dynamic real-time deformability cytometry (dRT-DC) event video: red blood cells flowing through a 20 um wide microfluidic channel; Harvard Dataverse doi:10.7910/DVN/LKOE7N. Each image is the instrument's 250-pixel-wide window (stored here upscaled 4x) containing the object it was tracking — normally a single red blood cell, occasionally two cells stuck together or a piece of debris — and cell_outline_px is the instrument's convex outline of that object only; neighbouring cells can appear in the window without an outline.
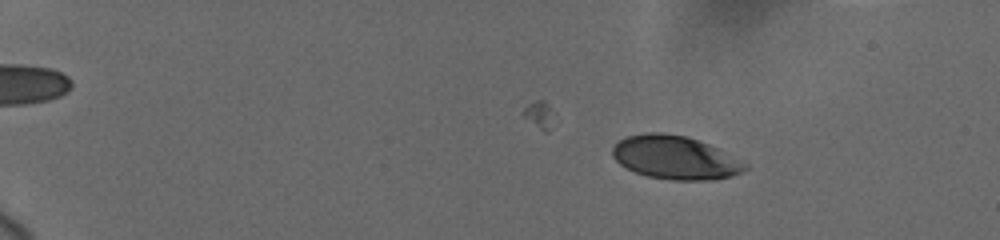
{"species": "human", "species_latin": "Homo sapiens", "temperature_condition": "cold", "stored_images_in_passage": 25, "camera_frame_rate_fps": 3000, "um_per_image_px": 0.085, "donor": {"sex": "female"}, "frame": {"image": 1, "passage_image": 9, "time_ms": 3.333, "image_size_px": [1000, 240], "cell_outline_px": [[748, 168], [732, 176], [712, 180], [672, 180], [648, 176], [636, 172], [620, 164], [612, 156], [612, 148], [620, 140], [628, 136], [648, 132], [660, 132], [688, 136], [708, 144], [748, 164]], "centroid_in_image_um": [57.38, 13.39], "position_along_channel_um": 27.6, "area_um2": 33.29}}
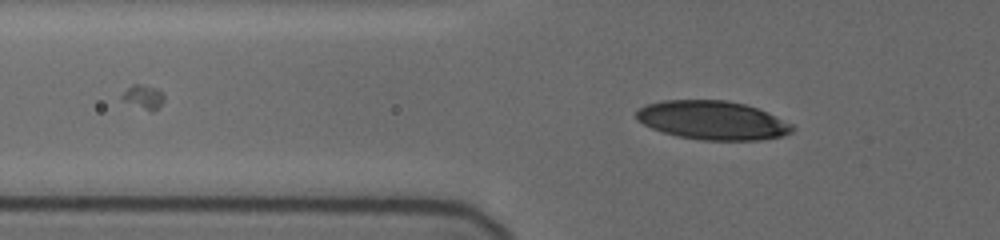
{"frame": {"image": 2, "passage_image": 20, "time_ms": 7.333, "image_size_px": [1000, 240], "cell_outline_px": [[792, 132], [780, 136], [760, 140], [704, 140], [676, 136], [652, 128], [636, 120], [636, 112], [640, 108], [648, 104], [664, 100], [724, 100], [744, 104], [756, 108], [792, 124]], "centroid_in_image_um": [60.52, 10.23], "position_along_channel_um": 65.3, "area_um2": 34.8}}
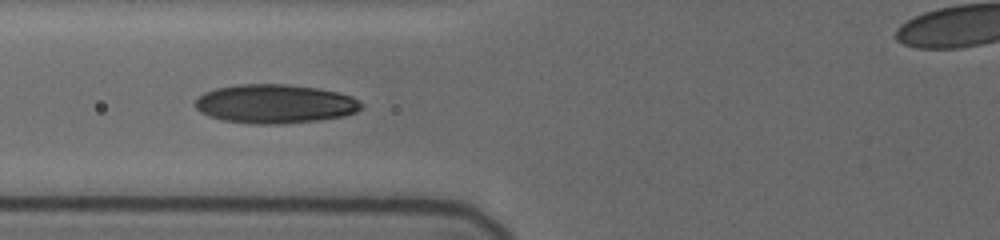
{"frame": {"image": 3, "passage_image": 23, "time_ms": 8.667, "image_size_px": [1000, 240], "cell_outline_px": [[360, 108], [356, 112], [344, 116], [320, 120], [280, 124], [252, 124], [224, 120], [208, 116], [200, 112], [192, 104], [204, 92], [216, 88], [236, 84], [284, 84], [316, 88], [336, 92], [352, 96], [360, 104]], "centroid_in_image_um": [23.31, 8.83], "position_along_channel_um": 102.5, "area_um2": 37.63}}